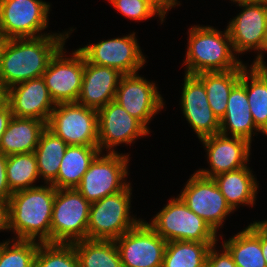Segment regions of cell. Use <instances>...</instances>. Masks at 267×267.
<instances>
[{"instance_id": "obj_1", "label": "cell", "mask_w": 267, "mask_h": 267, "mask_svg": "<svg viewBox=\"0 0 267 267\" xmlns=\"http://www.w3.org/2000/svg\"><path fill=\"white\" fill-rule=\"evenodd\" d=\"M69 35L3 39L0 80L8 87L42 77L51 58Z\"/></svg>"}, {"instance_id": "obj_2", "label": "cell", "mask_w": 267, "mask_h": 267, "mask_svg": "<svg viewBox=\"0 0 267 267\" xmlns=\"http://www.w3.org/2000/svg\"><path fill=\"white\" fill-rule=\"evenodd\" d=\"M55 195L56 188L52 184L20 190L11 195L9 230L15 231L17 235L13 239L51 243V219Z\"/></svg>"}, {"instance_id": "obj_3", "label": "cell", "mask_w": 267, "mask_h": 267, "mask_svg": "<svg viewBox=\"0 0 267 267\" xmlns=\"http://www.w3.org/2000/svg\"><path fill=\"white\" fill-rule=\"evenodd\" d=\"M188 33L185 74L224 72L246 67L236 58L227 28L222 32L212 26L195 25L189 28Z\"/></svg>"}, {"instance_id": "obj_4", "label": "cell", "mask_w": 267, "mask_h": 267, "mask_svg": "<svg viewBox=\"0 0 267 267\" xmlns=\"http://www.w3.org/2000/svg\"><path fill=\"white\" fill-rule=\"evenodd\" d=\"M149 226L165 241L216 242L217 233L180 198H172Z\"/></svg>"}, {"instance_id": "obj_5", "label": "cell", "mask_w": 267, "mask_h": 267, "mask_svg": "<svg viewBox=\"0 0 267 267\" xmlns=\"http://www.w3.org/2000/svg\"><path fill=\"white\" fill-rule=\"evenodd\" d=\"M131 191L129 184L124 190L91 203L87 239L115 240L142 220L130 215Z\"/></svg>"}, {"instance_id": "obj_6", "label": "cell", "mask_w": 267, "mask_h": 267, "mask_svg": "<svg viewBox=\"0 0 267 267\" xmlns=\"http://www.w3.org/2000/svg\"><path fill=\"white\" fill-rule=\"evenodd\" d=\"M91 203L76 189H56L51 219V243L72 244L87 239Z\"/></svg>"}, {"instance_id": "obj_7", "label": "cell", "mask_w": 267, "mask_h": 267, "mask_svg": "<svg viewBox=\"0 0 267 267\" xmlns=\"http://www.w3.org/2000/svg\"><path fill=\"white\" fill-rule=\"evenodd\" d=\"M50 4L42 0H0V35L2 39L36 38L44 35H70L42 33L48 27ZM41 32V34L39 33ZM69 32V33H68Z\"/></svg>"}, {"instance_id": "obj_8", "label": "cell", "mask_w": 267, "mask_h": 267, "mask_svg": "<svg viewBox=\"0 0 267 267\" xmlns=\"http://www.w3.org/2000/svg\"><path fill=\"white\" fill-rule=\"evenodd\" d=\"M101 154L100 152L91 162L76 187L90 203L118 193L130 184L125 180L128 175L129 155L117 152Z\"/></svg>"}, {"instance_id": "obj_9", "label": "cell", "mask_w": 267, "mask_h": 267, "mask_svg": "<svg viewBox=\"0 0 267 267\" xmlns=\"http://www.w3.org/2000/svg\"><path fill=\"white\" fill-rule=\"evenodd\" d=\"M47 128L68 145L98 146V110L77 102L59 103Z\"/></svg>"}, {"instance_id": "obj_10", "label": "cell", "mask_w": 267, "mask_h": 267, "mask_svg": "<svg viewBox=\"0 0 267 267\" xmlns=\"http://www.w3.org/2000/svg\"><path fill=\"white\" fill-rule=\"evenodd\" d=\"M241 13L228 24L227 30L236 55L248 50L258 51L252 65H266L263 61V40L267 24V0L238 2Z\"/></svg>"}, {"instance_id": "obj_11", "label": "cell", "mask_w": 267, "mask_h": 267, "mask_svg": "<svg viewBox=\"0 0 267 267\" xmlns=\"http://www.w3.org/2000/svg\"><path fill=\"white\" fill-rule=\"evenodd\" d=\"M64 45L51 58L42 75L55 104L77 102L83 81L85 57L77 49L72 57L64 55Z\"/></svg>"}, {"instance_id": "obj_12", "label": "cell", "mask_w": 267, "mask_h": 267, "mask_svg": "<svg viewBox=\"0 0 267 267\" xmlns=\"http://www.w3.org/2000/svg\"><path fill=\"white\" fill-rule=\"evenodd\" d=\"M123 267H162L167 241L141 220L114 240Z\"/></svg>"}, {"instance_id": "obj_13", "label": "cell", "mask_w": 267, "mask_h": 267, "mask_svg": "<svg viewBox=\"0 0 267 267\" xmlns=\"http://www.w3.org/2000/svg\"><path fill=\"white\" fill-rule=\"evenodd\" d=\"M188 208L205 220L217 233L218 228L233 212L213 178L195 172L178 195Z\"/></svg>"}, {"instance_id": "obj_14", "label": "cell", "mask_w": 267, "mask_h": 267, "mask_svg": "<svg viewBox=\"0 0 267 267\" xmlns=\"http://www.w3.org/2000/svg\"><path fill=\"white\" fill-rule=\"evenodd\" d=\"M79 50L89 63L117 69L123 75L138 73L146 62L135 32L127 36L101 40L97 44H89Z\"/></svg>"}, {"instance_id": "obj_15", "label": "cell", "mask_w": 267, "mask_h": 267, "mask_svg": "<svg viewBox=\"0 0 267 267\" xmlns=\"http://www.w3.org/2000/svg\"><path fill=\"white\" fill-rule=\"evenodd\" d=\"M162 99L156 84L136 73L121 77L114 101L149 130L150 120L163 109Z\"/></svg>"}, {"instance_id": "obj_16", "label": "cell", "mask_w": 267, "mask_h": 267, "mask_svg": "<svg viewBox=\"0 0 267 267\" xmlns=\"http://www.w3.org/2000/svg\"><path fill=\"white\" fill-rule=\"evenodd\" d=\"M149 132L139 120L114 100L98 110V147L101 153L104 148L110 153L117 152L114 146L131 144Z\"/></svg>"}, {"instance_id": "obj_17", "label": "cell", "mask_w": 267, "mask_h": 267, "mask_svg": "<svg viewBox=\"0 0 267 267\" xmlns=\"http://www.w3.org/2000/svg\"><path fill=\"white\" fill-rule=\"evenodd\" d=\"M206 147L210 169H199L198 174L213 178L224 172L247 166L251 143L241 137H229L220 133L200 139Z\"/></svg>"}, {"instance_id": "obj_18", "label": "cell", "mask_w": 267, "mask_h": 267, "mask_svg": "<svg viewBox=\"0 0 267 267\" xmlns=\"http://www.w3.org/2000/svg\"><path fill=\"white\" fill-rule=\"evenodd\" d=\"M180 102L184 117L198 139L220 132V121L208 103L203 82L196 75L185 74Z\"/></svg>"}, {"instance_id": "obj_19", "label": "cell", "mask_w": 267, "mask_h": 267, "mask_svg": "<svg viewBox=\"0 0 267 267\" xmlns=\"http://www.w3.org/2000/svg\"><path fill=\"white\" fill-rule=\"evenodd\" d=\"M9 106L18 118H34L48 123L56 104L42 77L9 88Z\"/></svg>"}, {"instance_id": "obj_20", "label": "cell", "mask_w": 267, "mask_h": 267, "mask_svg": "<svg viewBox=\"0 0 267 267\" xmlns=\"http://www.w3.org/2000/svg\"><path fill=\"white\" fill-rule=\"evenodd\" d=\"M122 76L117 69L89 63L85 59L82 87L77 103L99 110L115 99Z\"/></svg>"}, {"instance_id": "obj_21", "label": "cell", "mask_w": 267, "mask_h": 267, "mask_svg": "<svg viewBox=\"0 0 267 267\" xmlns=\"http://www.w3.org/2000/svg\"><path fill=\"white\" fill-rule=\"evenodd\" d=\"M228 130L231 136L244 138L250 143L252 142V134H255L254 131L261 132L254 124L250 112V105L245 89V68L241 72L240 81L230 92L226 112L220 120L219 133L229 136Z\"/></svg>"}, {"instance_id": "obj_22", "label": "cell", "mask_w": 267, "mask_h": 267, "mask_svg": "<svg viewBox=\"0 0 267 267\" xmlns=\"http://www.w3.org/2000/svg\"><path fill=\"white\" fill-rule=\"evenodd\" d=\"M47 123L34 118L12 117L2 135L0 152L6 156L34 152Z\"/></svg>"}, {"instance_id": "obj_23", "label": "cell", "mask_w": 267, "mask_h": 267, "mask_svg": "<svg viewBox=\"0 0 267 267\" xmlns=\"http://www.w3.org/2000/svg\"><path fill=\"white\" fill-rule=\"evenodd\" d=\"M250 167L224 172L213 177L217 187L234 211L238 205H254L258 185Z\"/></svg>"}, {"instance_id": "obj_24", "label": "cell", "mask_w": 267, "mask_h": 267, "mask_svg": "<svg viewBox=\"0 0 267 267\" xmlns=\"http://www.w3.org/2000/svg\"><path fill=\"white\" fill-rule=\"evenodd\" d=\"M99 153L98 146L68 145L52 185L56 189L76 188Z\"/></svg>"}, {"instance_id": "obj_25", "label": "cell", "mask_w": 267, "mask_h": 267, "mask_svg": "<svg viewBox=\"0 0 267 267\" xmlns=\"http://www.w3.org/2000/svg\"><path fill=\"white\" fill-rule=\"evenodd\" d=\"M247 68L246 65L245 89L250 112L254 124L264 134L267 130V65H251L250 69Z\"/></svg>"}, {"instance_id": "obj_26", "label": "cell", "mask_w": 267, "mask_h": 267, "mask_svg": "<svg viewBox=\"0 0 267 267\" xmlns=\"http://www.w3.org/2000/svg\"><path fill=\"white\" fill-rule=\"evenodd\" d=\"M243 69L224 72H203L196 76L203 82L208 103L219 121L224 117L233 87L240 81Z\"/></svg>"}, {"instance_id": "obj_27", "label": "cell", "mask_w": 267, "mask_h": 267, "mask_svg": "<svg viewBox=\"0 0 267 267\" xmlns=\"http://www.w3.org/2000/svg\"><path fill=\"white\" fill-rule=\"evenodd\" d=\"M68 144L57 137L47 127L42 132L34 154L37 160L40 178L45 184H52L58 175L61 159L64 156Z\"/></svg>"}, {"instance_id": "obj_28", "label": "cell", "mask_w": 267, "mask_h": 267, "mask_svg": "<svg viewBox=\"0 0 267 267\" xmlns=\"http://www.w3.org/2000/svg\"><path fill=\"white\" fill-rule=\"evenodd\" d=\"M72 244L79 267H123L114 240L84 239Z\"/></svg>"}, {"instance_id": "obj_29", "label": "cell", "mask_w": 267, "mask_h": 267, "mask_svg": "<svg viewBox=\"0 0 267 267\" xmlns=\"http://www.w3.org/2000/svg\"><path fill=\"white\" fill-rule=\"evenodd\" d=\"M217 242L169 241L162 267H207L209 248Z\"/></svg>"}, {"instance_id": "obj_30", "label": "cell", "mask_w": 267, "mask_h": 267, "mask_svg": "<svg viewBox=\"0 0 267 267\" xmlns=\"http://www.w3.org/2000/svg\"><path fill=\"white\" fill-rule=\"evenodd\" d=\"M237 267H267L260 239L248 228L238 232L222 244Z\"/></svg>"}, {"instance_id": "obj_31", "label": "cell", "mask_w": 267, "mask_h": 267, "mask_svg": "<svg viewBox=\"0 0 267 267\" xmlns=\"http://www.w3.org/2000/svg\"><path fill=\"white\" fill-rule=\"evenodd\" d=\"M6 175L12 193L37 187L33 183L40 176L34 152L7 156Z\"/></svg>"}, {"instance_id": "obj_32", "label": "cell", "mask_w": 267, "mask_h": 267, "mask_svg": "<svg viewBox=\"0 0 267 267\" xmlns=\"http://www.w3.org/2000/svg\"><path fill=\"white\" fill-rule=\"evenodd\" d=\"M34 267H79L74 245L40 243L34 258Z\"/></svg>"}, {"instance_id": "obj_33", "label": "cell", "mask_w": 267, "mask_h": 267, "mask_svg": "<svg viewBox=\"0 0 267 267\" xmlns=\"http://www.w3.org/2000/svg\"><path fill=\"white\" fill-rule=\"evenodd\" d=\"M40 243L14 239L0 243V267H34V258Z\"/></svg>"}, {"instance_id": "obj_34", "label": "cell", "mask_w": 267, "mask_h": 267, "mask_svg": "<svg viewBox=\"0 0 267 267\" xmlns=\"http://www.w3.org/2000/svg\"><path fill=\"white\" fill-rule=\"evenodd\" d=\"M117 11L131 20H147L158 15L161 23L165 20L163 14L148 0H109Z\"/></svg>"}, {"instance_id": "obj_35", "label": "cell", "mask_w": 267, "mask_h": 267, "mask_svg": "<svg viewBox=\"0 0 267 267\" xmlns=\"http://www.w3.org/2000/svg\"><path fill=\"white\" fill-rule=\"evenodd\" d=\"M216 244L209 248L207 255V267H237L230 253L224 248L220 253L215 250Z\"/></svg>"}, {"instance_id": "obj_36", "label": "cell", "mask_w": 267, "mask_h": 267, "mask_svg": "<svg viewBox=\"0 0 267 267\" xmlns=\"http://www.w3.org/2000/svg\"><path fill=\"white\" fill-rule=\"evenodd\" d=\"M7 156L0 152V199L9 201L11 195L6 175Z\"/></svg>"}, {"instance_id": "obj_37", "label": "cell", "mask_w": 267, "mask_h": 267, "mask_svg": "<svg viewBox=\"0 0 267 267\" xmlns=\"http://www.w3.org/2000/svg\"><path fill=\"white\" fill-rule=\"evenodd\" d=\"M261 241V248L264 256V260L267 264V232L257 223H253L247 226Z\"/></svg>"}, {"instance_id": "obj_38", "label": "cell", "mask_w": 267, "mask_h": 267, "mask_svg": "<svg viewBox=\"0 0 267 267\" xmlns=\"http://www.w3.org/2000/svg\"><path fill=\"white\" fill-rule=\"evenodd\" d=\"M9 201L0 199V231L9 230Z\"/></svg>"}, {"instance_id": "obj_39", "label": "cell", "mask_w": 267, "mask_h": 267, "mask_svg": "<svg viewBox=\"0 0 267 267\" xmlns=\"http://www.w3.org/2000/svg\"><path fill=\"white\" fill-rule=\"evenodd\" d=\"M153 6H155L165 17L168 9L180 5L177 0H148Z\"/></svg>"}, {"instance_id": "obj_40", "label": "cell", "mask_w": 267, "mask_h": 267, "mask_svg": "<svg viewBox=\"0 0 267 267\" xmlns=\"http://www.w3.org/2000/svg\"><path fill=\"white\" fill-rule=\"evenodd\" d=\"M13 117L10 106L8 105L6 108L0 110V142L2 135L7 129L8 123Z\"/></svg>"}, {"instance_id": "obj_41", "label": "cell", "mask_w": 267, "mask_h": 267, "mask_svg": "<svg viewBox=\"0 0 267 267\" xmlns=\"http://www.w3.org/2000/svg\"><path fill=\"white\" fill-rule=\"evenodd\" d=\"M9 105V88L0 80V110Z\"/></svg>"}, {"instance_id": "obj_42", "label": "cell", "mask_w": 267, "mask_h": 267, "mask_svg": "<svg viewBox=\"0 0 267 267\" xmlns=\"http://www.w3.org/2000/svg\"><path fill=\"white\" fill-rule=\"evenodd\" d=\"M263 51L267 52V24L264 32Z\"/></svg>"}, {"instance_id": "obj_43", "label": "cell", "mask_w": 267, "mask_h": 267, "mask_svg": "<svg viewBox=\"0 0 267 267\" xmlns=\"http://www.w3.org/2000/svg\"><path fill=\"white\" fill-rule=\"evenodd\" d=\"M257 223L267 232V220L257 221Z\"/></svg>"}, {"instance_id": "obj_44", "label": "cell", "mask_w": 267, "mask_h": 267, "mask_svg": "<svg viewBox=\"0 0 267 267\" xmlns=\"http://www.w3.org/2000/svg\"><path fill=\"white\" fill-rule=\"evenodd\" d=\"M231 1L238 3V2L259 1V0H231Z\"/></svg>"}, {"instance_id": "obj_45", "label": "cell", "mask_w": 267, "mask_h": 267, "mask_svg": "<svg viewBox=\"0 0 267 267\" xmlns=\"http://www.w3.org/2000/svg\"><path fill=\"white\" fill-rule=\"evenodd\" d=\"M2 41H3V39L1 38V35H0V45H2Z\"/></svg>"}]
</instances>
